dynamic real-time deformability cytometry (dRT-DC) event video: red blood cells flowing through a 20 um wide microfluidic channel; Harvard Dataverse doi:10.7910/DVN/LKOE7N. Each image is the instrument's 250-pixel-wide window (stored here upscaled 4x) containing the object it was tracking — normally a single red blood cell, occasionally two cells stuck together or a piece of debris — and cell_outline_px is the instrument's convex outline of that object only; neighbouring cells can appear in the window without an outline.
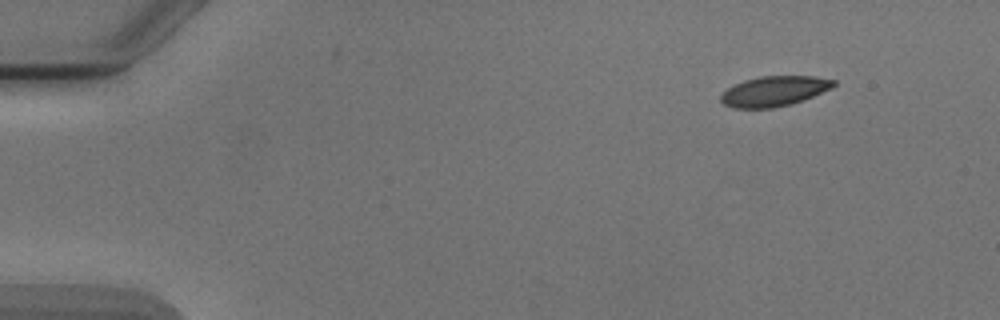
{"species": "Egyptian fruit bat (a non-hibernating species)", "species_latin": "Rousettus aegyptiacus", "temperature_condition": "cold", "stored_images_in_passage": 3, "camera_frame_rate_fps": 3000, "um_per_image_px": 0.085, "animal": {"sex": "male"}, "frame": {"image": 1, "passage_image": 1, "time_ms": 0.0, "image_size_px": [1000, 320], "cell_outline_px": [[836, 84], [832, 88], [804, 100], [792, 104], [772, 108], [732, 108], [724, 104], [720, 100], [720, 96], [728, 88], [744, 80], [760, 76], [816, 76], [836, 80]], "centroid_in_image_um": [65.83, 7.75], "position_along_channel_um": 19.2, "area_um2": 19.88}}